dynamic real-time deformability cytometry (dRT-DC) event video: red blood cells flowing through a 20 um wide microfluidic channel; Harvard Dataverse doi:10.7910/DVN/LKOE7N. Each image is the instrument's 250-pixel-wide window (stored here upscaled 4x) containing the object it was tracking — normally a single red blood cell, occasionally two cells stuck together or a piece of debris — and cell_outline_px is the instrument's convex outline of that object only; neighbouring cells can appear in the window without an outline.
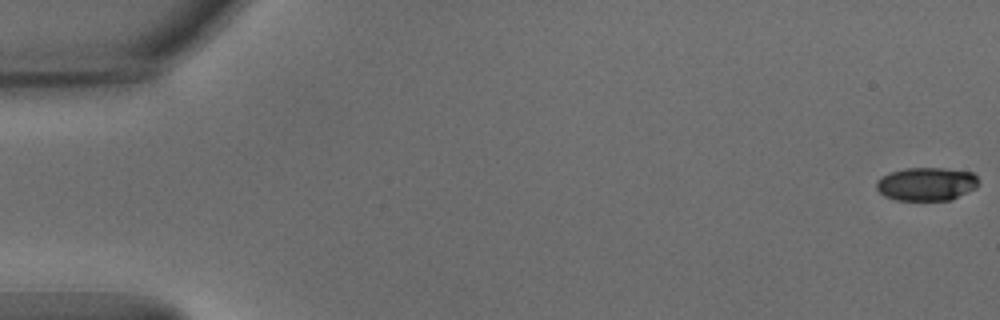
{"species": "common noctule bat (a hibernating species)", "species_latin": "Nyctalus noctula", "temperature_condition": "warm", "stored_images_in_passage": 54, "camera_frame_rate_fps": 3000, "um_per_image_px": 0.085, "animal": {"sex": "male", "body_mass_g": 15.6}, "frame": {"image": 1, "passage_image": 1, "time_ms": 0.0, "image_size_px": [1000, 320], "cell_outline_px": [[980, 184], [976, 188], [952, 200], [896, 200], [884, 196], [876, 188], [876, 180], [880, 176], [888, 172], [904, 168], [944, 168], [972, 172], [980, 180]], "centroid_in_image_um": [78.75, 15.63], "position_along_channel_um": 6.3, "area_um2": 20.23}}
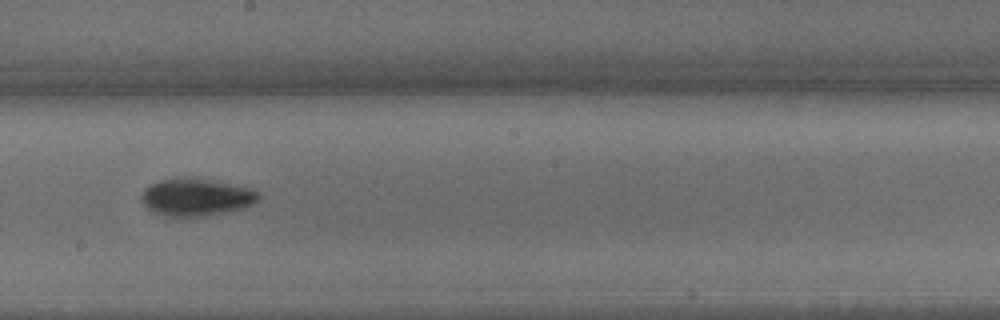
{"frame": {"image": 2, "passage_image": 31, "time_ms": 10.0, "image_size_px": [1000, 320], "cell_outline_px": [[260, 200], [244, 208], [228, 212], [200, 216], [164, 216], [152, 212], [140, 200], [140, 196], [144, 188], [160, 180], [192, 176], [248, 188], [260, 192]], "centroid_in_image_um": [16.66, 16.76], "position_along_channel_um": 231.5, "area_um2": 25.66}}
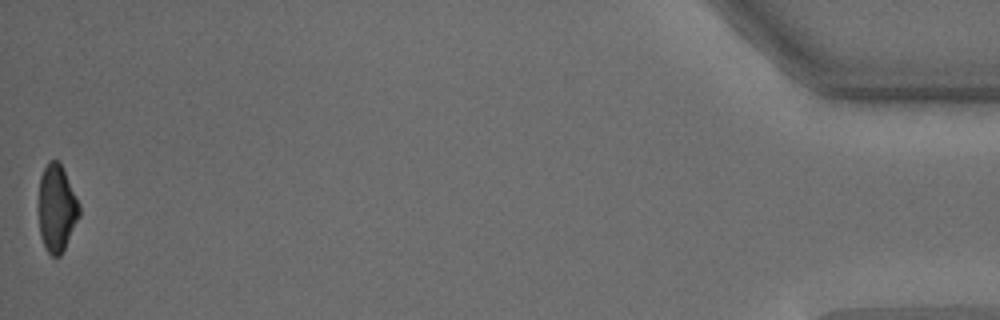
{"frame": {"image": 3, "passage_image": 54, "time_ms": 17.667, "image_size_px": [1000, 320], "cell_outline_px": [[80, 216], [60, 256], [52, 256], [44, 248], [40, 236], [36, 204], [40, 176], [48, 160], [56, 160], [60, 164], [80, 204]], "centroid_in_image_um": [4.77, 17.71], "position_along_channel_um": 430.4, "area_um2": 21.1}, "authors_computed_cell_mechanics": {"area_um2": 22.7732, "velocity_mm_per_s": 3.8102, "shape_relaxation_time_tau1_ms": 2.4928, "shape_relaxation_time_tau2_ms": 3.9159, "deformation_change_tau1": 0.1475, "deformation_change_tau2": 0.0792}}